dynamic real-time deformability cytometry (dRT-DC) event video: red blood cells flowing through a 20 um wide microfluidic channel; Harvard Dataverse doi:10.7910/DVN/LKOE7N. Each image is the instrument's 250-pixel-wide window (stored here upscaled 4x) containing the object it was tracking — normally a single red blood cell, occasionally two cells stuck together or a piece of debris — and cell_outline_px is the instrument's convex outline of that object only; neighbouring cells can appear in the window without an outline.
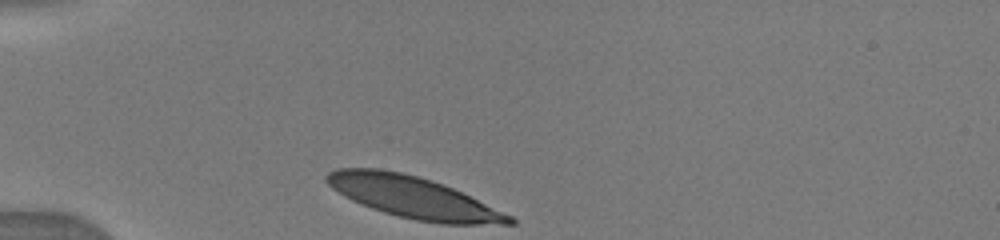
{"species": "human", "species_latin": "Homo sapiens", "temperature_condition": "warm", "stored_images_in_passage": 44, "camera_frame_rate_fps": 3000, "um_per_image_px": 0.085, "donor": {"sex": "male"}, "frame": {"image": 1, "passage_image": 1, "time_ms": 0.0, "image_size_px": [1000, 240], "cell_outline_px": [[516, 224], [440, 224], [416, 220], [396, 216], [372, 208], [352, 200], [344, 196], [332, 188], [324, 180], [324, 176], [328, 172], [336, 168], [380, 168], [400, 172], [432, 180], [452, 188], [512, 216], [516, 220]], "centroid_in_image_um": [35.09, 16.77], "position_along_channel_um": 49.9, "area_um2": 43.99}}
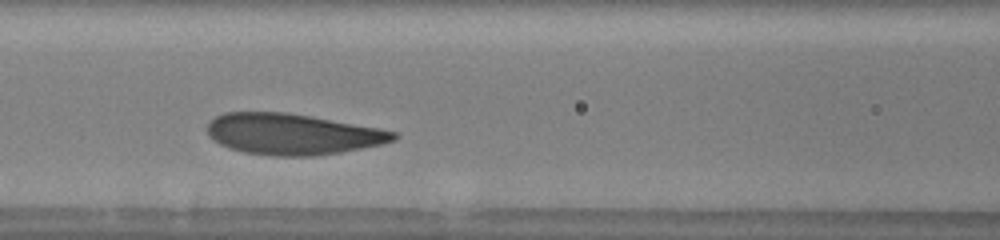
{"frame": {"image": 2, "passage_image": 10, "time_ms": 3.0, "image_size_px": [1000, 240], "cell_outline_px": [[400, 136], [396, 140], [380, 144], [340, 152], [312, 156], [272, 156], [244, 152], [228, 148], [212, 140], [208, 136], [208, 124], [216, 116], [224, 112], [288, 112], [380, 128], [396, 132]], "centroid_in_image_um": [24.84, 11.4], "position_along_channel_um": 141.8, "area_um2": 44.56}}
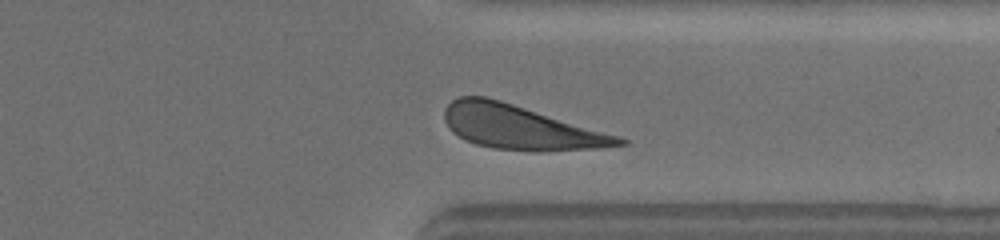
{"frame": {"image": 3, "passage_image": 37, "time_ms": 8.667, "image_size_px": [1000, 240], "cell_outline_px": [[628, 144], [604, 148], [540, 152], [532, 152], [492, 148], [476, 144], [464, 140], [452, 132], [448, 128], [444, 120], [444, 108], [452, 100], [460, 96], [484, 96], [500, 100], [620, 136], [628, 140]], "centroid_in_image_um": [44.24, 10.84], "position_along_channel_um": 367.2, "area_um2": 45.2}}